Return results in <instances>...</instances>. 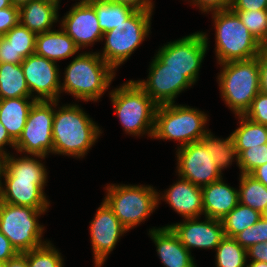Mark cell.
Returning a JSON list of instances; mask_svg holds the SVG:
<instances>
[{"mask_svg": "<svg viewBox=\"0 0 267 267\" xmlns=\"http://www.w3.org/2000/svg\"><path fill=\"white\" fill-rule=\"evenodd\" d=\"M5 186L0 191V201L16 206L47 210L49 202L44 194L47 180L45 166L29 156L15 158L8 154L4 176Z\"/></svg>", "mask_w": 267, "mask_h": 267, "instance_id": "1", "label": "cell"}, {"mask_svg": "<svg viewBox=\"0 0 267 267\" xmlns=\"http://www.w3.org/2000/svg\"><path fill=\"white\" fill-rule=\"evenodd\" d=\"M53 154L83 157L99 137L101 130L76 104L54 109Z\"/></svg>", "mask_w": 267, "mask_h": 267, "instance_id": "2", "label": "cell"}, {"mask_svg": "<svg viewBox=\"0 0 267 267\" xmlns=\"http://www.w3.org/2000/svg\"><path fill=\"white\" fill-rule=\"evenodd\" d=\"M114 71L96 52L79 54L65 70L61 91L83 101H97L115 77Z\"/></svg>", "mask_w": 267, "mask_h": 267, "instance_id": "3", "label": "cell"}, {"mask_svg": "<svg viewBox=\"0 0 267 267\" xmlns=\"http://www.w3.org/2000/svg\"><path fill=\"white\" fill-rule=\"evenodd\" d=\"M218 75L221 96L236 116L244 115L260 92L258 58L221 63Z\"/></svg>", "mask_w": 267, "mask_h": 267, "instance_id": "4", "label": "cell"}, {"mask_svg": "<svg viewBox=\"0 0 267 267\" xmlns=\"http://www.w3.org/2000/svg\"><path fill=\"white\" fill-rule=\"evenodd\" d=\"M218 64L248 60L259 55L262 44L231 9L213 11Z\"/></svg>", "mask_w": 267, "mask_h": 267, "instance_id": "5", "label": "cell"}, {"mask_svg": "<svg viewBox=\"0 0 267 267\" xmlns=\"http://www.w3.org/2000/svg\"><path fill=\"white\" fill-rule=\"evenodd\" d=\"M110 98L125 132L135 136L147 132L152 138L158 105L135 81L129 80L113 90Z\"/></svg>", "mask_w": 267, "mask_h": 267, "instance_id": "6", "label": "cell"}, {"mask_svg": "<svg viewBox=\"0 0 267 267\" xmlns=\"http://www.w3.org/2000/svg\"><path fill=\"white\" fill-rule=\"evenodd\" d=\"M207 115L195 108L174 103L158 105L152 138L178 140L179 147L201 141L209 132L204 126Z\"/></svg>", "mask_w": 267, "mask_h": 267, "instance_id": "7", "label": "cell"}, {"mask_svg": "<svg viewBox=\"0 0 267 267\" xmlns=\"http://www.w3.org/2000/svg\"><path fill=\"white\" fill-rule=\"evenodd\" d=\"M104 201L129 230L148 218L158 205V192L152 186L108 185Z\"/></svg>", "mask_w": 267, "mask_h": 267, "instance_id": "8", "label": "cell"}, {"mask_svg": "<svg viewBox=\"0 0 267 267\" xmlns=\"http://www.w3.org/2000/svg\"><path fill=\"white\" fill-rule=\"evenodd\" d=\"M45 211L0 201V232L19 254L47 243L41 240L44 229L37 221Z\"/></svg>", "mask_w": 267, "mask_h": 267, "instance_id": "9", "label": "cell"}, {"mask_svg": "<svg viewBox=\"0 0 267 267\" xmlns=\"http://www.w3.org/2000/svg\"><path fill=\"white\" fill-rule=\"evenodd\" d=\"M152 12L136 10L125 22L103 34L105 46L98 54L114 70L139 47L150 31Z\"/></svg>", "mask_w": 267, "mask_h": 267, "instance_id": "10", "label": "cell"}, {"mask_svg": "<svg viewBox=\"0 0 267 267\" xmlns=\"http://www.w3.org/2000/svg\"><path fill=\"white\" fill-rule=\"evenodd\" d=\"M57 102L42 100L34 102L22 134L15 142V149L18 152H25L42 159L48 153H53V106H57Z\"/></svg>", "mask_w": 267, "mask_h": 267, "instance_id": "11", "label": "cell"}, {"mask_svg": "<svg viewBox=\"0 0 267 267\" xmlns=\"http://www.w3.org/2000/svg\"><path fill=\"white\" fill-rule=\"evenodd\" d=\"M206 33L195 32L162 46L155 55L166 69L180 71L193 84L196 82L201 63L208 50Z\"/></svg>", "mask_w": 267, "mask_h": 267, "instance_id": "12", "label": "cell"}, {"mask_svg": "<svg viewBox=\"0 0 267 267\" xmlns=\"http://www.w3.org/2000/svg\"><path fill=\"white\" fill-rule=\"evenodd\" d=\"M179 177L203 187L222 178V173L202 141L192 142L177 150Z\"/></svg>", "mask_w": 267, "mask_h": 267, "instance_id": "13", "label": "cell"}, {"mask_svg": "<svg viewBox=\"0 0 267 267\" xmlns=\"http://www.w3.org/2000/svg\"><path fill=\"white\" fill-rule=\"evenodd\" d=\"M30 96L37 101H58L61 93L59 70L56 62L45 57L29 55L21 63ZM33 92H37L35 97Z\"/></svg>", "mask_w": 267, "mask_h": 267, "instance_id": "14", "label": "cell"}, {"mask_svg": "<svg viewBox=\"0 0 267 267\" xmlns=\"http://www.w3.org/2000/svg\"><path fill=\"white\" fill-rule=\"evenodd\" d=\"M147 79L135 82L157 105L174 103L178 94L193 85L182 72L166 69V65L156 56Z\"/></svg>", "mask_w": 267, "mask_h": 267, "instance_id": "15", "label": "cell"}, {"mask_svg": "<svg viewBox=\"0 0 267 267\" xmlns=\"http://www.w3.org/2000/svg\"><path fill=\"white\" fill-rule=\"evenodd\" d=\"M90 235L94 263L101 267L107 255L114 249L120 236L128 230L118 220L112 209L103 200L95 217L90 221Z\"/></svg>", "mask_w": 267, "mask_h": 267, "instance_id": "16", "label": "cell"}, {"mask_svg": "<svg viewBox=\"0 0 267 267\" xmlns=\"http://www.w3.org/2000/svg\"><path fill=\"white\" fill-rule=\"evenodd\" d=\"M61 29L81 50L95 41L102 40L103 32L94 7L88 1L75 4L61 21Z\"/></svg>", "mask_w": 267, "mask_h": 267, "instance_id": "17", "label": "cell"}, {"mask_svg": "<svg viewBox=\"0 0 267 267\" xmlns=\"http://www.w3.org/2000/svg\"><path fill=\"white\" fill-rule=\"evenodd\" d=\"M187 218L183 223L168 225L177 235L182 245L190 251L191 248L216 249L225 237L221 220L205 216V221Z\"/></svg>", "mask_w": 267, "mask_h": 267, "instance_id": "18", "label": "cell"}, {"mask_svg": "<svg viewBox=\"0 0 267 267\" xmlns=\"http://www.w3.org/2000/svg\"><path fill=\"white\" fill-rule=\"evenodd\" d=\"M158 204L160 198L167 203L182 217L195 218L204 214L203 193L200 186L192 184L190 181L181 178L173 184L162 197L158 194Z\"/></svg>", "mask_w": 267, "mask_h": 267, "instance_id": "19", "label": "cell"}, {"mask_svg": "<svg viewBox=\"0 0 267 267\" xmlns=\"http://www.w3.org/2000/svg\"><path fill=\"white\" fill-rule=\"evenodd\" d=\"M149 235L156 244L158 256L165 267H196L191 251L182 245L170 227H154Z\"/></svg>", "mask_w": 267, "mask_h": 267, "instance_id": "20", "label": "cell"}, {"mask_svg": "<svg viewBox=\"0 0 267 267\" xmlns=\"http://www.w3.org/2000/svg\"><path fill=\"white\" fill-rule=\"evenodd\" d=\"M201 189L206 217L222 221L239 203L238 190L225 184L222 178Z\"/></svg>", "mask_w": 267, "mask_h": 267, "instance_id": "21", "label": "cell"}, {"mask_svg": "<svg viewBox=\"0 0 267 267\" xmlns=\"http://www.w3.org/2000/svg\"><path fill=\"white\" fill-rule=\"evenodd\" d=\"M58 6L52 0H32L19 8L20 23L36 35L50 31L58 21Z\"/></svg>", "mask_w": 267, "mask_h": 267, "instance_id": "22", "label": "cell"}, {"mask_svg": "<svg viewBox=\"0 0 267 267\" xmlns=\"http://www.w3.org/2000/svg\"><path fill=\"white\" fill-rule=\"evenodd\" d=\"M78 51L79 48L63 29L36 35L35 54L53 62L66 59Z\"/></svg>", "mask_w": 267, "mask_h": 267, "instance_id": "23", "label": "cell"}, {"mask_svg": "<svg viewBox=\"0 0 267 267\" xmlns=\"http://www.w3.org/2000/svg\"><path fill=\"white\" fill-rule=\"evenodd\" d=\"M31 97L0 99V122L16 142L21 136L29 111L36 101Z\"/></svg>", "mask_w": 267, "mask_h": 267, "instance_id": "24", "label": "cell"}, {"mask_svg": "<svg viewBox=\"0 0 267 267\" xmlns=\"http://www.w3.org/2000/svg\"><path fill=\"white\" fill-rule=\"evenodd\" d=\"M31 97L21 64H0V99Z\"/></svg>", "mask_w": 267, "mask_h": 267, "instance_id": "25", "label": "cell"}, {"mask_svg": "<svg viewBox=\"0 0 267 267\" xmlns=\"http://www.w3.org/2000/svg\"><path fill=\"white\" fill-rule=\"evenodd\" d=\"M88 2L96 11L103 34L118 27L136 11L129 6L109 0H88Z\"/></svg>", "mask_w": 267, "mask_h": 267, "instance_id": "26", "label": "cell"}, {"mask_svg": "<svg viewBox=\"0 0 267 267\" xmlns=\"http://www.w3.org/2000/svg\"><path fill=\"white\" fill-rule=\"evenodd\" d=\"M240 124L233 133V142L238 155L243 151L255 146L267 143V126L255 123L245 117L238 115Z\"/></svg>", "mask_w": 267, "mask_h": 267, "instance_id": "27", "label": "cell"}, {"mask_svg": "<svg viewBox=\"0 0 267 267\" xmlns=\"http://www.w3.org/2000/svg\"><path fill=\"white\" fill-rule=\"evenodd\" d=\"M239 181V203L264 214L267 206V187L250 174H241Z\"/></svg>", "mask_w": 267, "mask_h": 267, "instance_id": "28", "label": "cell"}, {"mask_svg": "<svg viewBox=\"0 0 267 267\" xmlns=\"http://www.w3.org/2000/svg\"><path fill=\"white\" fill-rule=\"evenodd\" d=\"M262 216L263 214L259 211L238 203V205L222 219L224 235L229 238H234L240 232L254 225Z\"/></svg>", "mask_w": 267, "mask_h": 267, "instance_id": "29", "label": "cell"}, {"mask_svg": "<svg viewBox=\"0 0 267 267\" xmlns=\"http://www.w3.org/2000/svg\"><path fill=\"white\" fill-rule=\"evenodd\" d=\"M201 141L206 145L214 162L222 172L224 168L232 163L233 157H236L238 164V153L233 142L232 134L224 139L215 138L211 132H208Z\"/></svg>", "mask_w": 267, "mask_h": 267, "instance_id": "30", "label": "cell"}, {"mask_svg": "<svg viewBox=\"0 0 267 267\" xmlns=\"http://www.w3.org/2000/svg\"><path fill=\"white\" fill-rule=\"evenodd\" d=\"M216 267H245L246 249L234 238L224 237L216 247Z\"/></svg>", "mask_w": 267, "mask_h": 267, "instance_id": "31", "label": "cell"}, {"mask_svg": "<svg viewBox=\"0 0 267 267\" xmlns=\"http://www.w3.org/2000/svg\"><path fill=\"white\" fill-rule=\"evenodd\" d=\"M47 241L41 247L22 253L26 257L27 267H63L61 254Z\"/></svg>", "mask_w": 267, "mask_h": 267, "instance_id": "32", "label": "cell"}, {"mask_svg": "<svg viewBox=\"0 0 267 267\" xmlns=\"http://www.w3.org/2000/svg\"><path fill=\"white\" fill-rule=\"evenodd\" d=\"M4 37L9 41L16 53L24 59L35 53L36 34L28 30L20 22L14 26Z\"/></svg>", "mask_w": 267, "mask_h": 267, "instance_id": "33", "label": "cell"}, {"mask_svg": "<svg viewBox=\"0 0 267 267\" xmlns=\"http://www.w3.org/2000/svg\"><path fill=\"white\" fill-rule=\"evenodd\" d=\"M262 46H267V10L233 11Z\"/></svg>", "mask_w": 267, "mask_h": 267, "instance_id": "34", "label": "cell"}, {"mask_svg": "<svg viewBox=\"0 0 267 267\" xmlns=\"http://www.w3.org/2000/svg\"><path fill=\"white\" fill-rule=\"evenodd\" d=\"M241 174H251L257 167L267 163V143L243 150L238 155Z\"/></svg>", "mask_w": 267, "mask_h": 267, "instance_id": "35", "label": "cell"}, {"mask_svg": "<svg viewBox=\"0 0 267 267\" xmlns=\"http://www.w3.org/2000/svg\"><path fill=\"white\" fill-rule=\"evenodd\" d=\"M246 250L254 244L267 242V217L262 216L254 225L234 237Z\"/></svg>", "mask_w": 267, "mask_h": 267, "instance_id": "36", "label": "cell"}, {"mask_svg": "<svg viewBox=\"0 0 267 267\" xmlns=\"http://www.w3.org/2000/svg\"><path fill=\"white\" fill-rule=\"evenodd\" d=\"M244 116L255 123L267 126V95L259 92Z\"/></svg>", "mask_w": 267, "mask_h": 267, "instance_id": "37", "label": "cell"}, {"mask_svg": "<svg viewBox=\"0 0 267 267\" xmlns=\"http://www.w3.org/2000/svg\"><path fill=\"white\" fill-rule=\"evenodd\" d=\"M20 22L19 8L15 6L0 9V37Z\"/></svg>", "mask_w": 267, "mask_h": 267, "instance_id": "38", "label": "cell"}, {"mask_svg": "<svg viewBox=\"0 0 267 267\" xmlns=\"http://www.w3.org/2000/svg\"><path fill=\"white\" fill-rule=\"evenodd\" d=\"M24 58L13 49L9 41L4 37H0V64L11 63L21 64Z\"/></svg>", "mask_w": 267, "mask_h": 267, "instance_id": "39", "label": "cell"}, {"mask_svg": "<svg viewBox=\"0 0 267 267\" xmlns=\"http://www.w3.org/2000/svg\"><path fill=\"white\" fill-rule=\"evenodd\" d=\"M232 11L267 10V0H232Z\"/></svg>", "mask_w": 267, "mask_h": 267, "instance_id": "40", "label": "cell"}, {"mask_svg": "<svg viewBox=\"0 0 267 267\" xmlns=\"http://www.w3.org/2000/svg\"><path fill=\"white\" fill-rule=\"evenodd\" d=\"M194 5L199 6L203 12L228 10L231 8L232 0H192Z\"/></svg>", "mask_w": 267, "mask_h": 267, "instance_id": "41", "label": "cell"}, {"mask_svg": "<svg viewBox=\"0 0 267 267\" xmlns=\"http://www.w3.org/2000/svg\"><path fill=\"white\" fill-rule=\"evenodd\" d=\"M260 70V92L267 95V47L263 46L257 56Z\"/></svg>", "mask_w": 267, "mask_h": 267, "instance_id": "42", "label": "cell"}, {"mask_svg": "<svg viewBox=\"0 0 267 267\" xmlns=\"http://www.w3.org/2000/svg\"><path fill=\"white\" fill-rule=\"evenodd\" d=\"M18 254L10 241L0 232V261L6 263Z\"/></svg>", "mask_w": 267, "mask_h": 267, "instance_id": "43", "label": "cell"}, {"mask_svg": "<svg viewBox=\"0 0 267 267\" xmlns=\"http://www.w3.org/2000/svg\"><path fill=\"white\" fill-rule=\"evenodd\" d=\"M246 254L252 258V261L267 263V242L252 245L246 250Z\"/></svg>", "mask_w": 267, "mask_h": 267, "instance_id": "44", "label": "cell"}, {"mask_svg": "<svg viewBox=\"0 0 267 267\" xmlns=\"http://www.w3.org/2000/svg\"><path fill=\"white\" fill-rule=\"evenodd\" d=\"M109 1L129 6L134 10L152 12L154 8L153 3L151 2L152 0H109Z\"/></svg>", "mask_w": 267, "mask_h": 267, "instance_id": "45", "label": "cell"}, {"mask_svg": "<svg viewBox=\"0 0 267 267\" xmlns=\"http://www.w3.org/2000/svg\"><path fill=\"white\" fill-rule=\"evenodd\" d=\"M11 145L13 148H15V141L10 137L7 130L5 129V126L0 122V151H4V145ZM3 149V150H2Z\"/></svg>", "mask_w": 267, "mask_h": 267, "instance_id": "46", "label": "cell"}, {"mask_svg": "<svg viewBox=\"0 0 267 267\" xmlns=\"http://www.w3.org/2000/svg\"><path fill=\"white\" fill-rule=\"evenodd\" d=\"M250 175L267 187V163L257 167Z\"/></svg>", "mask_w": 267, "mask_h": 267, "instance_id": "47", "label": "cell"}, {"mask_svg": "<svg viewBox=\"0 0 267 267\" xmlns=\"http://www.w3.org/2000/svg\"><path fill=\"white\" fill-rule=\"evenodd\" d=\"M5 267H27L26 257L23 254H18L16 257L6 262Z\"/></svg>", "mask_w": 267, "mask_h": 267, "instance_id": "48", "label": "cell"}, {"mask_svg": "<svg viewBox=\"0 0 267 267\" xmlns=\"http://www.w3.org/2000/svg\"><path fill=\"white\" fill-rule=\"evenodd\" d=\"M7 152H1L0 151V191L2 189V182H1V176H5L6 168H7V159H8Z\"/></svg>", "mask_w": 267, "mask_h": 267, "instance_id": "49", "label": "cell"}, {"mask_svg": "<svg viewBox=\"0 0 267 267\" xmlns=\"http://www.w3.org/2000/svg\"><path fill=\"white\" fill-rule=\"evenodd\" d=\"M10 1L13 6L20 8L21 6L28 4L32 0H10Z\"/></svg>", "mask_w": 267, "mask_h": 267, "instance_id": "50", "label": "cell"}, {"mask_svg": "<svg viewBox=\"0 0 267 267\" xmlns=\"http://www.w3.org/2000/svg\"><path fill=\"white\" fill-rule=\"evenodd\" d=\"M246 267H267V263L261 261H251L249 265H246Z\"/></svg>", "mask_w": 267, "mask_h": 267, "instance_id": "51", "label": "cell"}, {"mask_svg": "<svg viewBox=\"0 0 267 267\" xmlns=\"http://www.w3.org/2000/svg\"><path fill=\"white\" fill-rule=\"evenodd\" d=\"M11 1L10 0H0V9L11 7Z\"/></svg>", "mask_w": 267, "mask_h": 267, "instance_id": "52", "label": "cell"}, {"mask_svg": "<svg viewBox=\"0 0 267 267\" xmlns=\"http://www.w3.org/2000/svg\"><path fill=\"white\" fill-rule=\"evenodd\" d=\"M6 263L0 261V267H5Z\"/></svg>", "mask_w": 267, "mask_h": 267, "instance_id": "53", "label": "cell"}, {"mask_svg": "<svg viewBox=\"0 0 267 267\" xmlns=\"http://www.w3.org/2000/svg\"><path fill=\"white\" fill-rule=\"evenodd\" d=\"M263 215L267 217V206Z\"/></svg>", "mask_w": 267, "mask_h": 267, "instance_id": "54", "label": "cell"}, {"mask_svg": "<svg viewBox=\"0 0 267 267\" xmlns=\"http://www.w3.org/2000/svg\"><path fill=\"white\" fill-rule=\"evenodd\" d=\"M52 1H55V2H57L58 4L60 3V2H59L60 0H52Z\"/></svg>", "mask_w": 267, "mask_h": 267, "instance_id": "55", "label": "cell"}]
</instances>
